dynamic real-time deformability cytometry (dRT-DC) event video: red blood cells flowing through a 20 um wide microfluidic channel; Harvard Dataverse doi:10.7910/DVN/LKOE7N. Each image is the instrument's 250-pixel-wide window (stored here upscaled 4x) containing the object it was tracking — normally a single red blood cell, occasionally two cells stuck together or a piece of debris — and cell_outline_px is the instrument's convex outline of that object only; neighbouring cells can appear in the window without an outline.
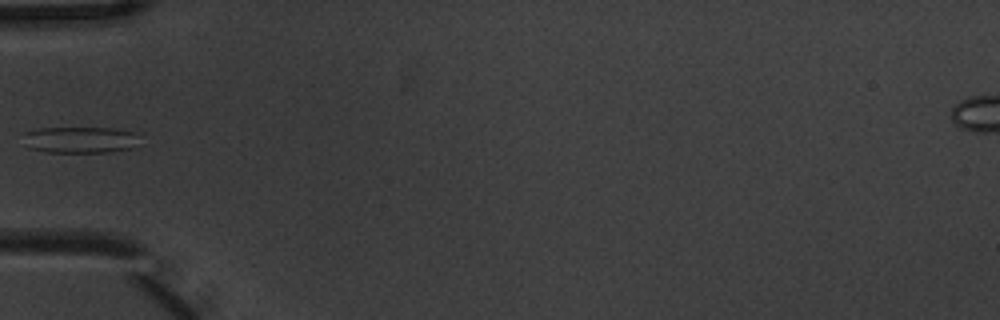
{"species": "common noctule bat (a hibernating species)", "species_latin": "Nyctalus noctula", "temperature_condition": "warm", "stored_images_in_passage": 6, "camera_frame_rate_fps": 3000, "um_per_image_px": 0.085, "animal": {"sex": "male", "body_mass_g": 20.1, "forearm_length_mm": 53.5}, "frame": {"image": 1, "passage_image": 5, "time_ms": 1.333, "image_size_px": [1000, 320], "cell_outline_px": [[136, 132], [128, 148], [112, 152], [48, 152], [28, 148], [24, 132], [40, 128], [116, 128]], "centroid_in_image_um": [6.72, 11.87], "position_along_channel_um": 78.3, "area_um2": 17.34}}
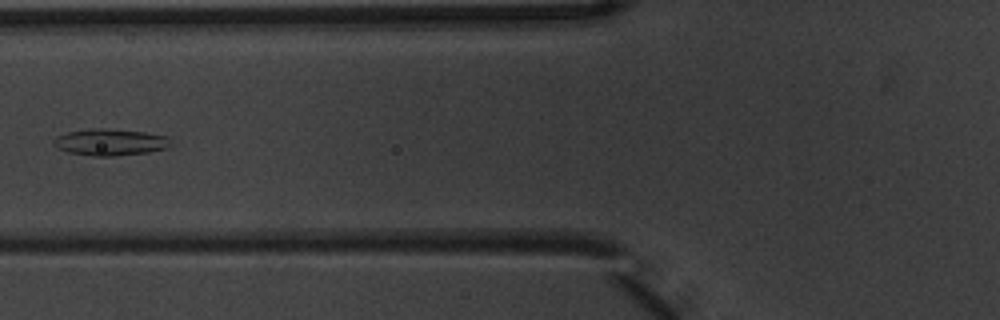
{"frame": {"image": 2, "passage_image": 6, "time_ms": 1.667, "image_size_px": [1000, 320], "cell_outline_px": [[172, 144], [168, 148], [148, 152], [116, 156], [92, 156], [68, 152], [56, 148], [52, 144], [52, 140], [56, 136], [68, 132], [92, 128], [104, 128], [144, 132], [168, 136]], "centroid_in_image_um": [9.35, 12.09], "position_along_channel_um": 116.4, "area_um2": 18.38}}